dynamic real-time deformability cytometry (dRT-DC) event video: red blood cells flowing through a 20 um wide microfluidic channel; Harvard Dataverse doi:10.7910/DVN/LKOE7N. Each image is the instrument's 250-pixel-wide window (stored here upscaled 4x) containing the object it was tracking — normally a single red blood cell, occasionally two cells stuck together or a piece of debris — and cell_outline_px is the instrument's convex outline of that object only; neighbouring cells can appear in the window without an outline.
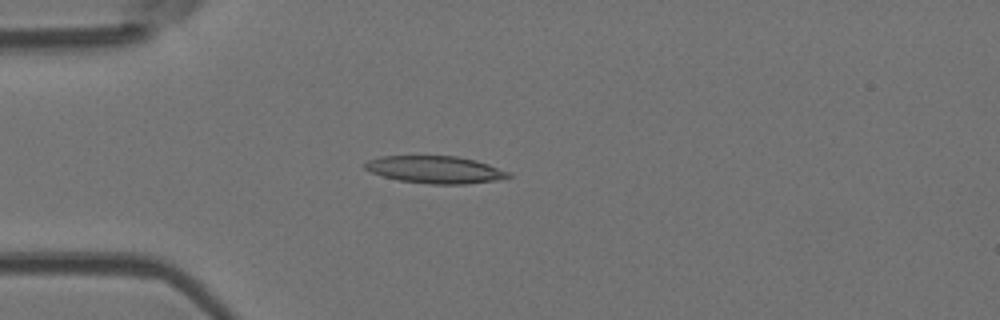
{"species": "Egyptian fruit bat (a non-hibernating species)", "species_latin": "Rousettus aegyptiacus", "temperature_condition": "room temperature", "stored_images_in_passage": 48, "camera_frame_rate_fps": 3000, "um_per_image_px": 0.085, "animal": {"sex": "female"}, "frame": {"image": 1, "passage_image": 10, "time_ms": 3.0, "image_size_px": [1000, 320], "cell_outline_px": [[512, 176], [492, 180], [468, 184], [432, 184], [400, 180], [384, 176], [372, 172], [364, 168], [364, 164], [368, 160], [380, 156], [456, 156], [476, 160], [488, 164], [508, 172]], "centroid_in_image_um": [36.97, 14.41], "position_along_channel_um": 48.0, "area_um2": 22.48}}
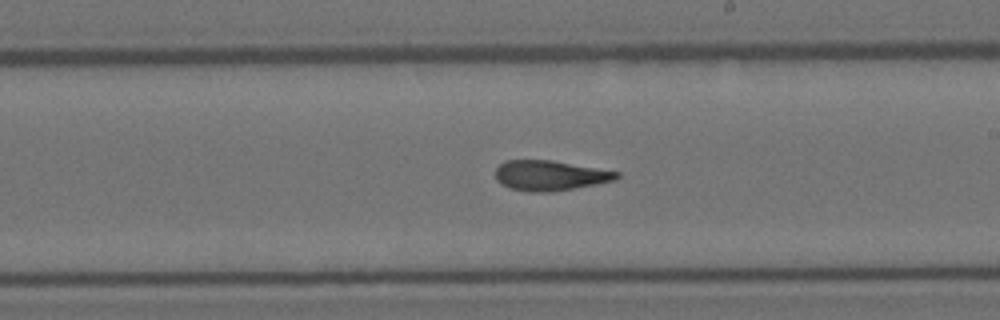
{"frame": {"image": 2, "passage_image": 26, "time_ms": 8.333, "image_size_px": [1000, 320], "cell_outline_px": [[620, 176], [616, 180], [596, 184], [552, 192], [528, 192], [508, 188], [496, 180], [496, 168], [504, 160], [552, 160], [620, 172]], "centroid_in_image_um": [46.74, 14.92], "position_along_channel_um": 242.3, "area_um2": 21.39}}
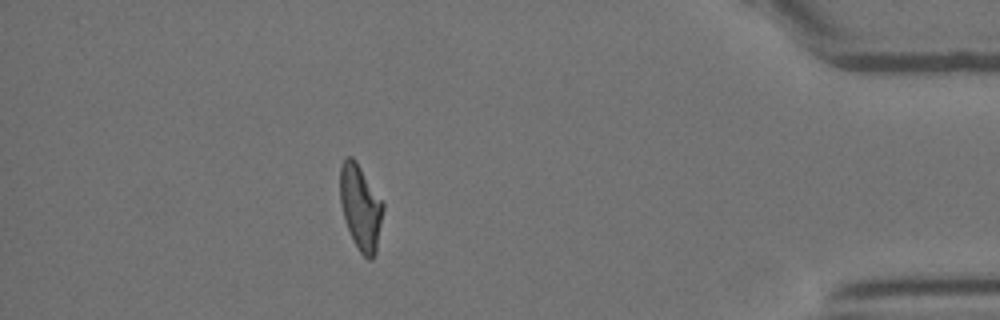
{"frame": {"image": 3, "passage_image": 42, "time_ms": 13.667, "image_size_px": [1000, 320], "cell_outline_px": [[384, 208], [376, 252], [372, 260], [368, 260], [360, 252], [348, 228], [340, 204], [340, 164], [348, 156], [352, 156], [356, 160], [384, 204]], "centroid_in_image_um": [30.65, 17.6], "position_along_channel_um": 404.5, "area_um2": 21.15}, "authors_computed_cell_mechanics": {"area_um2": 21.7328, "velocity_mm_per_s": 3.9107, "shape_relaxation_time_tau1_ms": 9.9971, "shape_relaxation_time_tau2_ms": 1.8222, "deformation_change_tau1": 0.2901, "deformation_change_tau2": 0.1044}}